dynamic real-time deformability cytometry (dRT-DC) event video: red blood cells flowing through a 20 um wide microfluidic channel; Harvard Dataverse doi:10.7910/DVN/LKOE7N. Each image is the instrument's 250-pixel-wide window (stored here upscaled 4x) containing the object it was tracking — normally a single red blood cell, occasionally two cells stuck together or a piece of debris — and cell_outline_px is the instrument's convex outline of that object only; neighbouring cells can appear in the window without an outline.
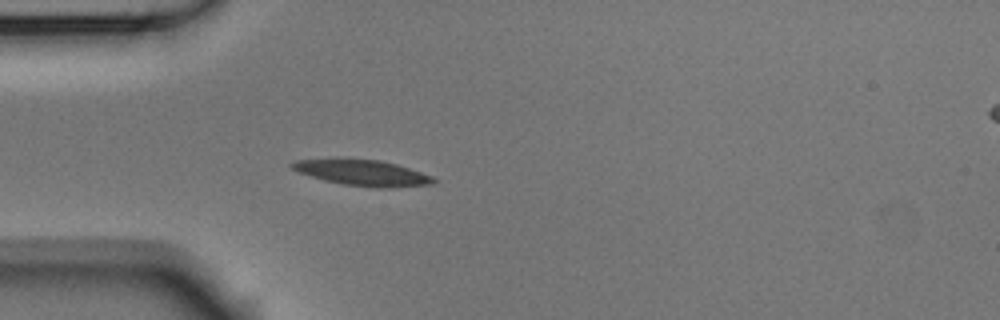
{"species": "Egyptian fruit bat (a non-hibernating species)", "species_latin": "Rousettus aegyptiacus", "temperature_condition": "room temperature", "stored_images_in_passage": 40, "camera_frame_rate_fps": 3000, "um_per_image_px": 0.085, "animal": {"sex": "male"}, "frame": {"image": 1, "passage_image": 1, "time_ms": 0.0, "image_size_px": [1000, 320], "cell_outline_px": [[436, 180], [432, 184], [392, 188], [376, 188], [344, 184], [324, 180], [300, 172], [292, 168], [288, 164], [292, 160], [380, 160], [396, 164], [432, 176]], "centroid_in_image_um": [30.85, 14.71], "position_along_channel_um": 54.1, "area_um2": 20.69}}
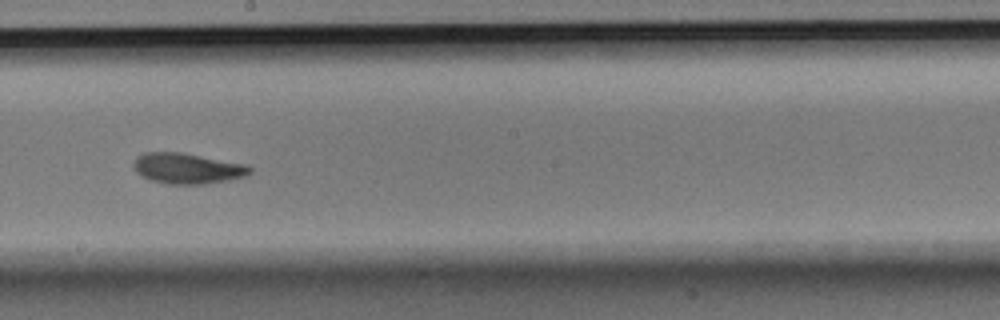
{"frame": {"image": 2, "passage_image": 16, "time_ms": 5.0, "image_size_px": [1000, 320], "cell_outline_px": [[252, 172], [248, 176], [228, 180], [204, 184], [168, 184], [152, 180], [140, 176], [136, 172], [132, 164], [136, 156], [144, 152], [184, 152], [248, 164], [252, 168]], "centroid_in_image_um": [15.95, 14.3], "position_along_channel_um": 232.3, "area_um2": 21.21}}
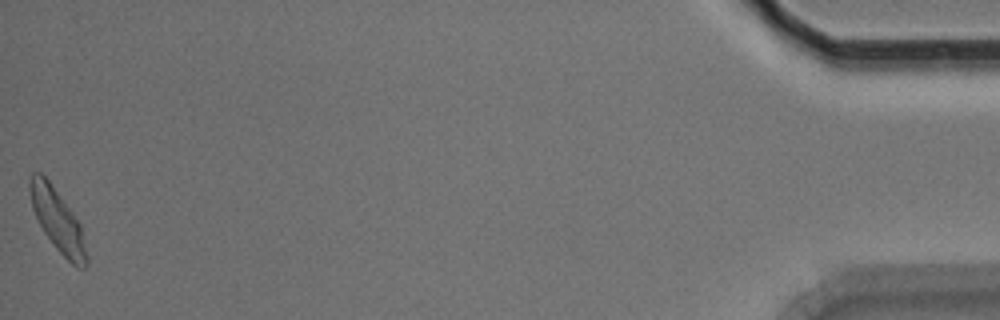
{"frame": {"image": 3, "passage_image": 40, "time_ms": 13.0, "image_size_px": [1000, 320], "cell_outline_px": [[88, 264], [84, 268], [76, 268], [56, 248], [44, 232], [32, 208], [28, 188], [28, 180], [32, 172], [40, 172], [48, 180], [72, 212], [80, 224], [88, 256]], "centroid_in_image_um": [4.89, 18.74], "position_along_channel_um": 430.3, "area_um2": 20.4}, "authors_computed_cell_mechanics": {"area_um2": 20.2011, "velocity_mm_per_s": 3.6794, "shape_relaxation_time_tau1_ms": 3.5296, "shape_relaxation_time_tau2_ms": 4.0042, "deformation_change_tau1": 0.1665, "deformation_change_tau2": 0.0582}}